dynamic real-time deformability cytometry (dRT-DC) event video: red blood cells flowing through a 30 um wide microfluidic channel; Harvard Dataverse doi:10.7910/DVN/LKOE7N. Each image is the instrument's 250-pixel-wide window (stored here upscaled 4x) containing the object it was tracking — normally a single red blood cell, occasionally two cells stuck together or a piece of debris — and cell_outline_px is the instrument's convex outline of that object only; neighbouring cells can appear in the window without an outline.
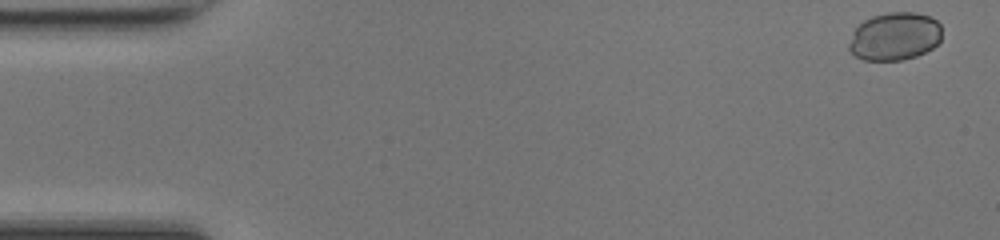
{"species": "common noctule bat (a hibernating species)", "species_latin": "Nyctalus noctula", "temperature_condition": "room temperature", "stored_images_in_passage": 48, "camera_frame_rate_fps": 3000, "um_per_image_px": 0.085, "animal": {"sex": "female", "body_mass_g": 17.0, "forearm_length_mm": 48.0}, "frame": {"image": 1, "passage_image": 1, "time_ms": 0.0, "image_size_px": [1000, 240], "cell_outline_px": [[940, 40], [932, 48], [916, 56], [904, 60], [864, 60], [856, 56], [848, 48], [848, 44], [852, 32], [864, 20], [872, 16], [888, 12], [916, 12], [928, 16], [936, 20], [940, 24]], "centroid_in_image_um": [76.03, 3.09], "position_along_channel_um": 9.0, "area_um2": 25.95}}
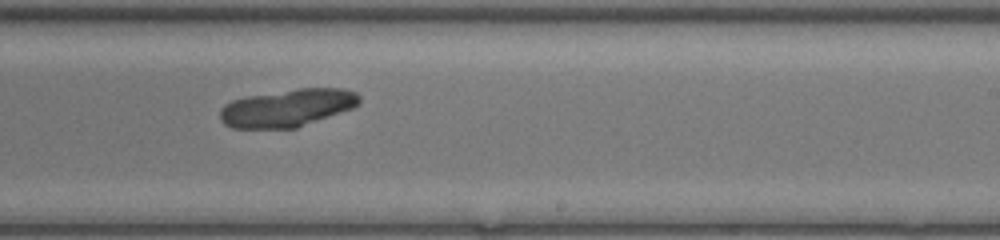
{"frame": {"image": 2, "passage_image": 29, "time_ms": 9.333, "image_size_px": [1000, 240], "cell_outline_px": [[360, 104], [352, 108], [296, 128], [232, 128], [224, 124], [220, 120], [220, 108], [224, 104], [232, 100], [244, 96], [300, 88], [344, 88], [356, 92], [360, 96]], "centroid_in_image_um": [24.41, 9.16], "position_along_channel_um": 264.6, "area_um2": 30.69}}
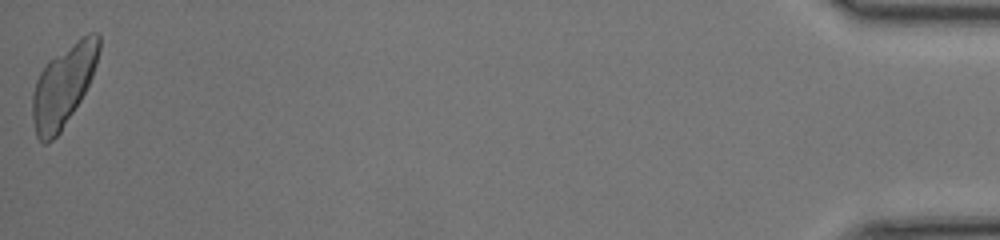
{"frame": {"image": 3, "passage_image": 48, "time_ms": 15.667, "image_size_px": [1000, 240], "cell_outline_px": [[100, 48], [96, 64], [92, 76], [80, 100], [60, 132], [48, 144], [44, 144], [36, 136], [32, 116], [32, 92], [36, 80], [40, 72], [48, 60], [76, 40], [88, 32], [96, 32], [100, 36]], "centroid_in_image_um": [5.37, 7.27], "position_along_channel_um": 429.8, "area_um2": 31.33}}